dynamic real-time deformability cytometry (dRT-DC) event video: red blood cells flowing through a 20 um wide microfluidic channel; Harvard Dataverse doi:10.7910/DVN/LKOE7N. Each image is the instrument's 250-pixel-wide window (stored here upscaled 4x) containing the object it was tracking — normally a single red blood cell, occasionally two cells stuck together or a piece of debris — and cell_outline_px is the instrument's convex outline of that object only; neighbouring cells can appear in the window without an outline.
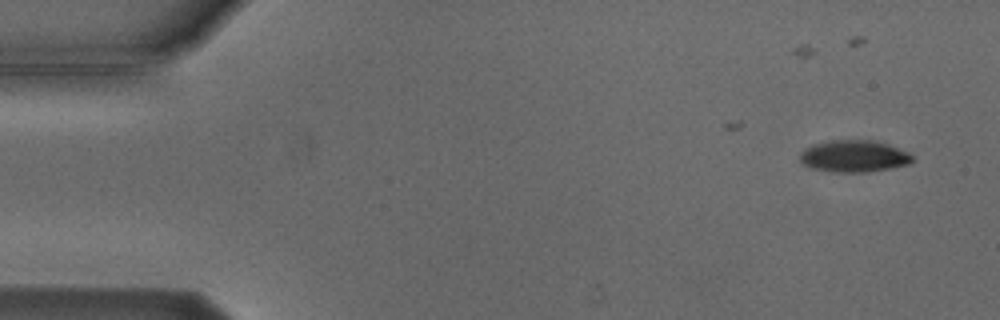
{"species": "Egyptian fruit bat (a non-hibernating species)", "species_latin": "Rousettus aegyptiacus", "temperature_condition": "cold", "stored_images_in_passage": 10, "camera_frame_rate_fps": 3000, "um_per_image_px": 0.085, "animal": {"sex": "male"}, "frame": {"image": 1, "passage_image": 2, "time_ms": 2.333, "image_size_px": [1000, 320], "cell_outline_px": [[912, 160], [908, 164], [868, 172], [832, 172], [812, 168], [804, 164], [800, 160], [800, 152], [804, 148], [812, 144], [832, 140], [872, 140], [888, 144], [908, 152], [912, 156]], "centroid_in_image_um": [72.55, 13.27], "position_along_channel_um": 12.5, "area_um2": 20.81}}
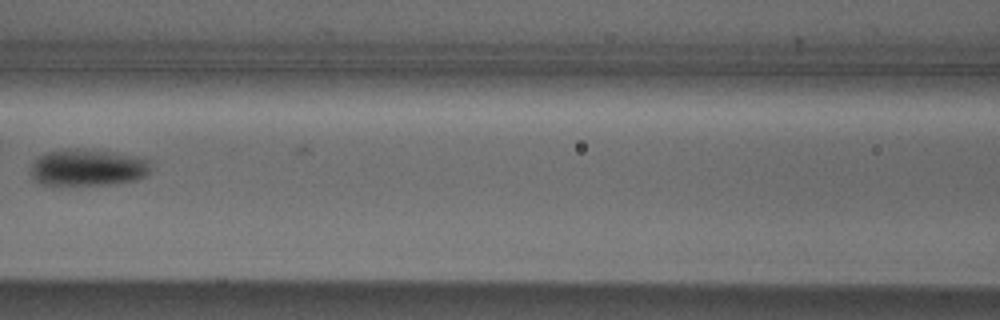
{"frame": {"image": 2, "passage_image": 8, "time_ms": 9.333, "image_size_px": [1000, 320], "cell_outline_px": [[148, 172], [144, 176], [136, 180], [116, 184], [40, 184], [32, 180], [32, 164], [44, 152], [64, 148], [84, 148], [140, 156], [148, 160]], "centroid_in_image_um": [7.44, 14.22], "position_along_channel_um": 159.2, "area_um2": 25.78}}
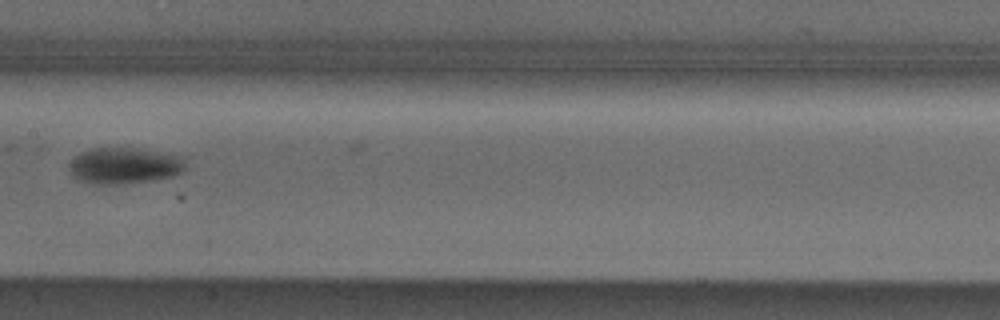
{"frame": {"image": 3, "passage_image": 9, "time_ms": 10.333, "image_size_px": [1000, 320], "cell_outline_px": [[188, 156], [184, 172], [172, 176], [152, 180], [124, 184], [96, 184], [80, 180], [68, 168], [72, 160], [80, 152], [92, 148], [136, 148]], "centroid_in_image_um": [10.67, 14.07], "position_along_channel_um": 196.7, "area_um2": 24.8}}